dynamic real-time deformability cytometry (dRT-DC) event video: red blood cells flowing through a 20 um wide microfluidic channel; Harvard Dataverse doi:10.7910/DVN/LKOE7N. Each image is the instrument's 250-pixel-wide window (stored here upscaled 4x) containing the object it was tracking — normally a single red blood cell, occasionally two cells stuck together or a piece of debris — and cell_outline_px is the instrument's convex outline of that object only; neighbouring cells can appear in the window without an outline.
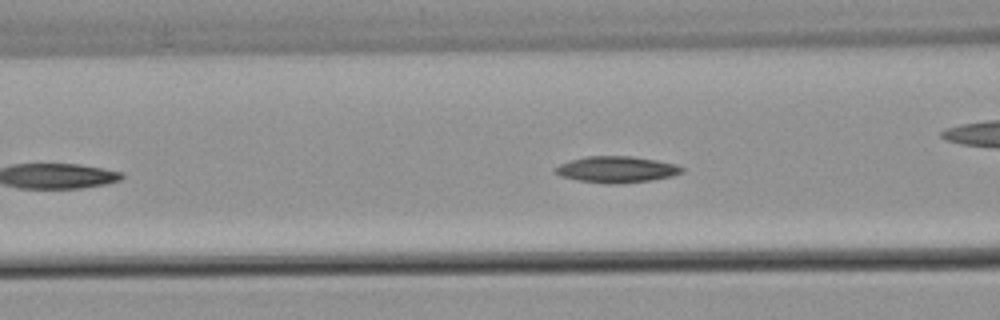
{"species": "common noctule bat (a hibernating species)", "species_latin": "Nyctalus noctula", "temperature_condition": "warm", "stored_images_in_passage": 35, "camera_frame_rate_fps": 3000, "um_per_image_px": 0.085, "animal": {"sex": "male", "body_mass_g": 21.5, "forearm_length_mm": 52.0}, "frame": {"image": 1, "passage_image": 11, "time_ms": 3.333, "image_size_px": [1000, 320], "cell_outline_px": [[684, 172], [672, 176], [652, 180], [616, 184], [604, 184], [576, 180], [560, 176], [552, 172], [552, 168], [560, 164], [584, 156], [632, 156], [656, 160], [676, 164], [684, 168]], "centroid_in_image_um": [52.37, 14.41], "position_along_channel_um": 114.2, "area_um2": 19.71}}